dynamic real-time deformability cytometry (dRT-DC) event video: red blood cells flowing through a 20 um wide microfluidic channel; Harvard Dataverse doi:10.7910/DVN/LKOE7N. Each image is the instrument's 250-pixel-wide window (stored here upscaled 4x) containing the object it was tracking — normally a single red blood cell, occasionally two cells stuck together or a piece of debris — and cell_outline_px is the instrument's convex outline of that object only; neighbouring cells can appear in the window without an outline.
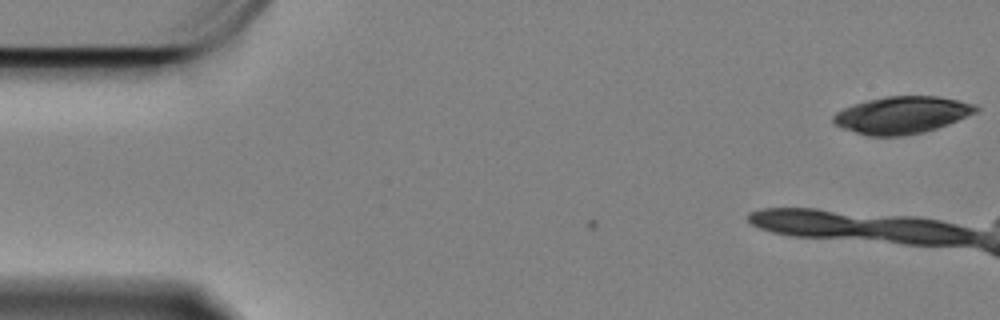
{"species": "Egyptian fruit bat (a non-hibernating species)", "species_latin": "Rousettus aegyptiacus", "temperature_condition": "cold", "stored_images_in_passage": 7, "camera_frame_rate_fps": 3000, "um_per_image_px": 0.085, "animal": {"sex": "female"}, "frame": {"image": 1, "passage_image": 1, "time_ms": 0.0, "image_size_px": [1000, 320], "cell_outline_px": [[980, 108], [976, 112], [948, 124], [924, 132], [904, 136], [868, 136], [844, 128], [836, 124], [832, 120], [832, 116], [836, 112], [852, 104], [868, 100], [888, 96], [940, 96], [960, 100], [976, 104]], "centroid_in_image_um": [76.68, 9.77], "position_along_channel_um": 8.3, "area_um2": 30.87}}